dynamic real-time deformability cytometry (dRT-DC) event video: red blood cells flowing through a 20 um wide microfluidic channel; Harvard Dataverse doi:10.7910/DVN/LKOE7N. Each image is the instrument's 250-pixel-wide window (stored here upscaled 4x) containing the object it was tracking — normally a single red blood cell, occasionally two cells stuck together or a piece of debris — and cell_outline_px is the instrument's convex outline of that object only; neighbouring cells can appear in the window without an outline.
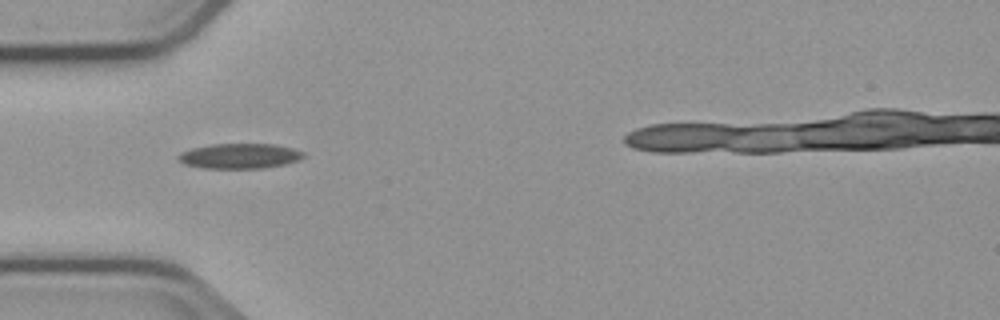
{"species": "common noctule bat (a hibernating species)", "species_latin": "Nyctalus noctula", "temperature_condition": "cold", "stored_images_in_passage": 6, "camera_frame_rate_fps": 3000, "um_per_image_px": 0.085, "animal": {"sex": "male", "body_mass_g": 23.1, "forearm_length_mm": 52.7}, "frame": {"image": 1, "passage_image": 1, "time_ms": 0.0, "image_size_px": [1000, 320], "cell_outline_px": [[304, 156], [300, 160], [284, 164], [260, 168], [204, 168], [184, 164], [176, 156], [180, 152], [192, 148], [212, 144], [272, 144], [292, 148], [304, 152]], "centroid_in_image_um": [20.35, 13.25], "position_along_channel_um": 64.6, "area_um2": 18.21}}
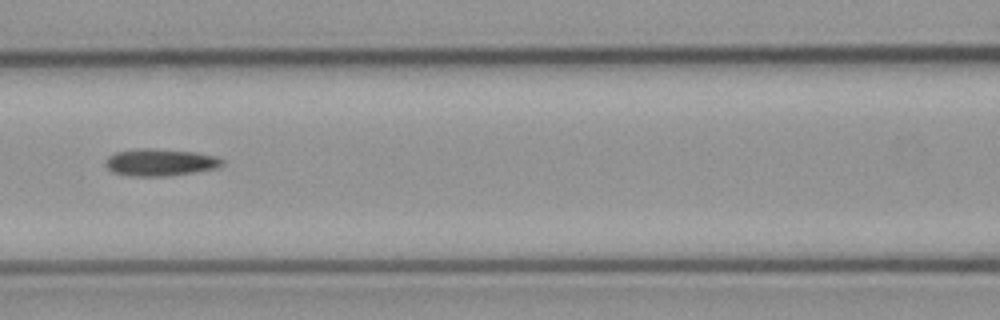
{"frame": {"image": 2, "passage_image": 3, "time_ms": 2.333, "image_size_px": [1000, 320], "cell_outline_px": [[224, 164], [216, 168], [168, 176], [128, 176], [112, 172], [104, 164], [108, 156], [116, 152], [140, 148], [152, 148], [192, 152], [212, 156], [224, 160]], "centroid_in_image_um": [13.55, 13.8], "position_along_channel_um": 153.0, "area_um2": 18.26}}
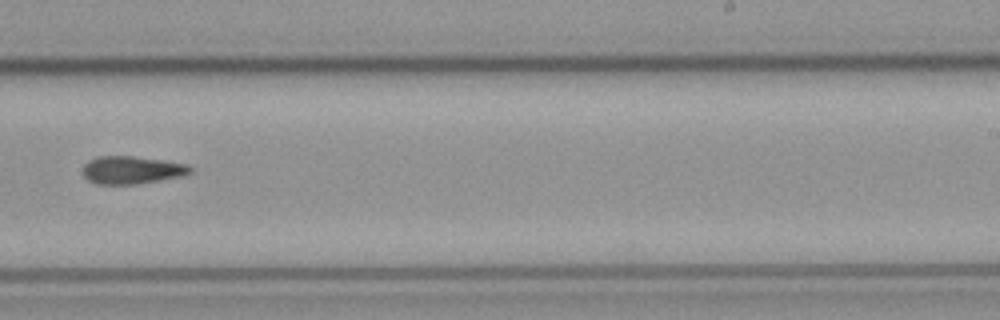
{"frame": {"image": 3, "passage_image": 6, "time_ms": 5.667, "image_size_px": [1000, 320], "cell_outline_px": [[192, 172], [180, 176], [136, 184], [96, 184], [88, 180], [84, 176], [84, 164], [88, 160], [96, 156], [132, 156], [160, 160], [184, 164], [192, 168]], "centroid_in_image_um": [11.14, 14.45], "position_along_channel_um": 277.9, "area_um2": 17.11}}